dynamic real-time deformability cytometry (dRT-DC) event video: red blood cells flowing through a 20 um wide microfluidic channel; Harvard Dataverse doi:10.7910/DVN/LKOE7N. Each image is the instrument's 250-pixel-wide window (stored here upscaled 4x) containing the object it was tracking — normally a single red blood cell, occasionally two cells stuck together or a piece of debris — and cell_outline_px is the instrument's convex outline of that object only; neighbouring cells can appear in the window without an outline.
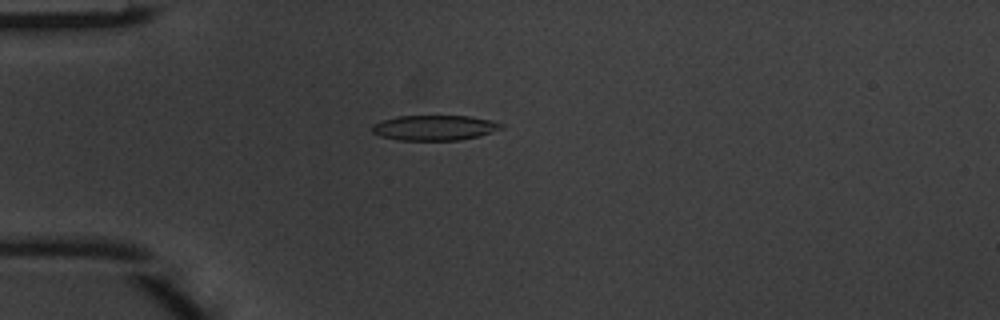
{"species": "common noctule bat (a hibernating species)", "species_latin": "Nyctalus noctula", "temperature_condition": "warm", "stored_images_in_passage": 4, "camera_frame_rate_fps": 3000, "um_per_image_px": 0.085, "animal": {"sex": "male", "body_mass_g": 20.1, "forearm_length_mm": 53.5}, "frame": {"image": 1, "passage_image": 4, "time_ms": 1.0, "image_size_px": [1000, 320], "cell_outline_px": [[504, 128], [480, 136], [460, 140], [400, 140], [380, 136], [372, 132], [372, 124], [396, 116], [468, 116], [492, 120], [504, 124]], "centroid_in_image_um": [36.97, 10.86], "position_along_channel_um": 48.0, "area_um2": 19.02}}